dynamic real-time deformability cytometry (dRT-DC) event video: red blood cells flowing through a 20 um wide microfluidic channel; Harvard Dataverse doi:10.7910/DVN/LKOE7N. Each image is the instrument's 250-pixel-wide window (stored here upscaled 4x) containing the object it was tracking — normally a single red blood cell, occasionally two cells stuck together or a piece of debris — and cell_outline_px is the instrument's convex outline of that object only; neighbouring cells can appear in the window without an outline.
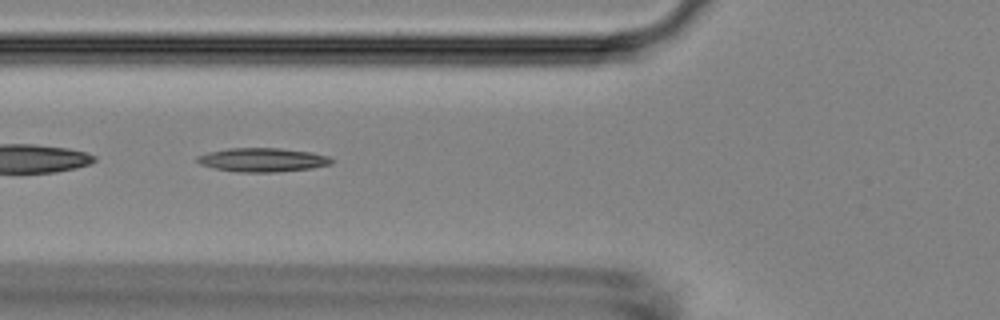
{"species": "Egyptian fruit bat (a non-hibernating species)", "species_latin": "Rousettus aegyptiacus", "temperature_condition": "room temperature", "stored_images_in_passage": 52, "segment_of_instrument_passage": [2, 2], "camera_frame_rate_fps": 3000, "um_per_image_px": 0.085, "animal": {"sex": "female"}, "frame": {"image": 1, "passage_image": 19, "time_ms": 6.0, "image_size_px": [1000, 320], "cell_outline_px": [[336, 160], [332, 164], [312, 168], [276, 172], [236, 172], [212, 168], [200, 164], [196, 160], [196, 156], [208, 152], [228, 148], [280, 148], [312, 152], [328, 156]], "centroid_in_image_um": [22.32, 13.59], "position_along_channel_um": 103.5, "area_um2": 18.9}}
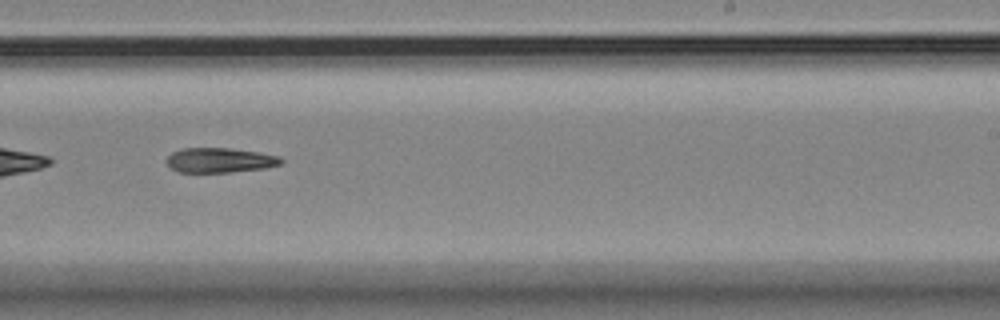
{"frame": {"image": 2, "passage_image": 32, "time_ms": 10.333, "image_size_px": [1000, 320], "cell_outline_px": [[284, 160], [280, 164], [264, 168], [232, 172], [176, 172], [164, 160], [172, 152], [180, 148], [228, 148], [256, 152], [280, 156]], "centroid_in_image_um": [18.65, 13.62], "position_along_channel_um": 270.4, "area_um2": 16.53}}
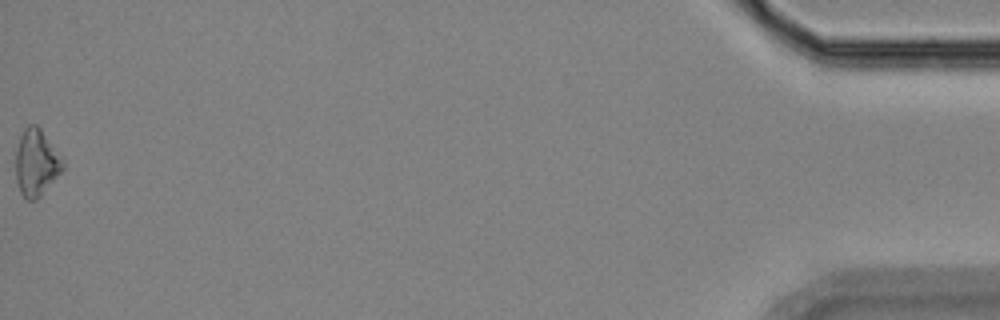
{"frame": {"image": 3, "passage_image": 52, "time_ms": 17.0, "image_size_px": [1000, 320], "cell_outline_px": [[64, 168], [40, 196], [36, 200], [28, 200], [20, 192], [16, 180], [16, 148], [20, 136], [24, 128], [28, 124], [36, 124], [40, 128], [64, 160]], "centroid_in_image_um": [3.07, 13.81], "position_along_channel_um": 432.1, "area_um2": 18.21}}